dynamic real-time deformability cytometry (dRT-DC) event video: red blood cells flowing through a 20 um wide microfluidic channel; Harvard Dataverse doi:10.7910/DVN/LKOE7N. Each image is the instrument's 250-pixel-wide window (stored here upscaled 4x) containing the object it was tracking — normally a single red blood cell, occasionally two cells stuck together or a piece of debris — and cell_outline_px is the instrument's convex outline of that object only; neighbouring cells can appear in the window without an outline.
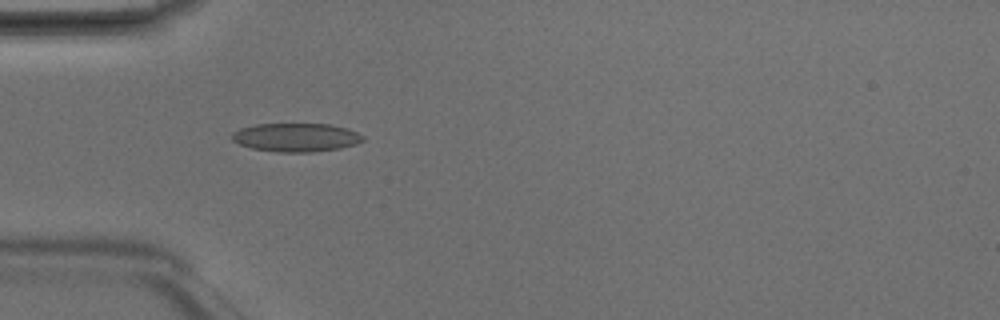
{"species": "Egyptian fruit bat (a non-hibernating species)", "species_latin": "Rousettus aegyptiacus", "temperature_condition": "room temperature", "stored_images_in_passage": 34, "camera_frame_rate_fps": 3000, "um_per_image_px": 0.085, "animal": {"sex": "male"}, "frame": {"image": 1, "passage_image": 1, "time_ms": 0.0, "image_size_px": [1000, 320], "cell_outline_px": [[364, 140], [356, 144], [340, 148], [312, 152], [280, 152], [252, 148], [240, 144], [232, 140], [232, 132], [240, 128], [256, 124], [332, 124], [348, 128], [364, 136]], "centroid_in_image_um": [25.18, 11.67], "position_along_channel_um": 59.8, "area_um2": 21.79}}
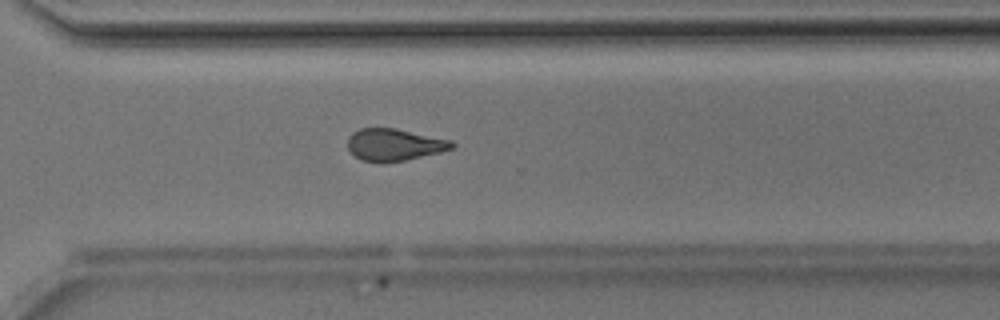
{"frame": {"image": 2, "passage_image": 21, "time_ms": 6.667, "image_size_px": [1000, 320], "cell_outline_px": [[456, 148], [440, 152], [404, 160], [360, 160], [348, 148], [348, 136], [352, 132], [360, 128], [396, 128], [452, 140], [456, 144]], "centroid_in_image_um": [33.56, 12.26], "position_along_channel_um": 337.0, "area_um2": 19.13}}
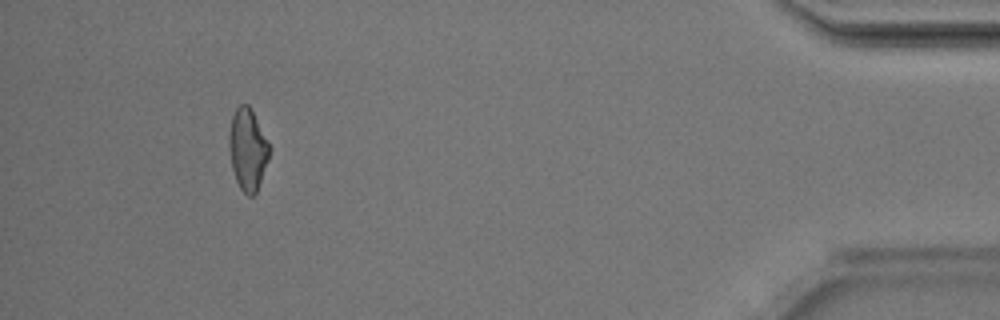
{"frame": {"image": 3, "passage_image": 31, "time_ms": 10.0, "image_size_px": [1000, 320], "cell_outline_px": [[268, 160], [256, 192], [252, 196], [248, 196], [240, 188], [236, 180], [232, 168], [228, 144], [228, 140], [232, 116], [236, 108], [240, 104], [248, 104], [268, 144]], "centroid_in_image_um": [21.01, 12.72], "position_along_channel_um": 414.2, "area_um2": 18.55}, "authors_computed_cell_mechanics": {"area_um2": 19.7387, "velocity_mm_per_s": 4.1965, "shape_relaxation_time_tau1_ms": 5.4873, "shape_relaxation_time_tau2_ms": 2.0905, "deformation_change_tau1": 0.1382, "deformation_change_tau2": 0.0907}}